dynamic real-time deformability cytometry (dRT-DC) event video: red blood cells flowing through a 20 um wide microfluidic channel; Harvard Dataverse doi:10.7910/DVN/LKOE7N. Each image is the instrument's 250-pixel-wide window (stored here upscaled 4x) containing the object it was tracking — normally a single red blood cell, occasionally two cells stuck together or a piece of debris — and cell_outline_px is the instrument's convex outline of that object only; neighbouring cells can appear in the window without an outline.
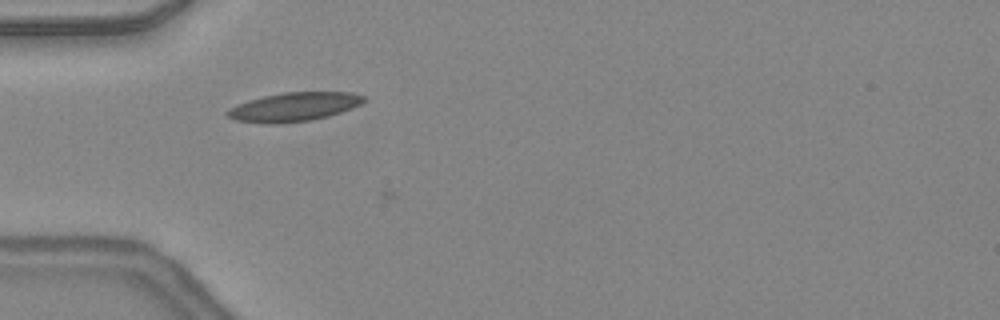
{"species": "common noctule bat (a hibernating species)", "species_latin": "Nyctalus noctula", "temperature_condition": "warm", "stored_images_in_passage": 12, "camera_frame_rate_fps": 3000, "um_per_image_px": 0.085, "animal": {"sex": "female", "body_mass_g": 24.6, "forearm_length_mm": 56.2}, "frame": {"image": 1, "passage_image": 11, "time_ms": 3.333, "image_size_px": [1000, 320], "cell_outline_px": [[368, 100], [352, 108], [328, 116], [312, 120], [276, 124], [264, 124], [236, 120], [228, 116], [224, 112], [228, 108], [236, 104], [248, 100], [264, 96], [284, 92], [352, 92], [364, 96]], "centroid_in_image_um": [24.97, 9.09], "position_along_channel_um": 60.0, "area_um2": 23.12}}